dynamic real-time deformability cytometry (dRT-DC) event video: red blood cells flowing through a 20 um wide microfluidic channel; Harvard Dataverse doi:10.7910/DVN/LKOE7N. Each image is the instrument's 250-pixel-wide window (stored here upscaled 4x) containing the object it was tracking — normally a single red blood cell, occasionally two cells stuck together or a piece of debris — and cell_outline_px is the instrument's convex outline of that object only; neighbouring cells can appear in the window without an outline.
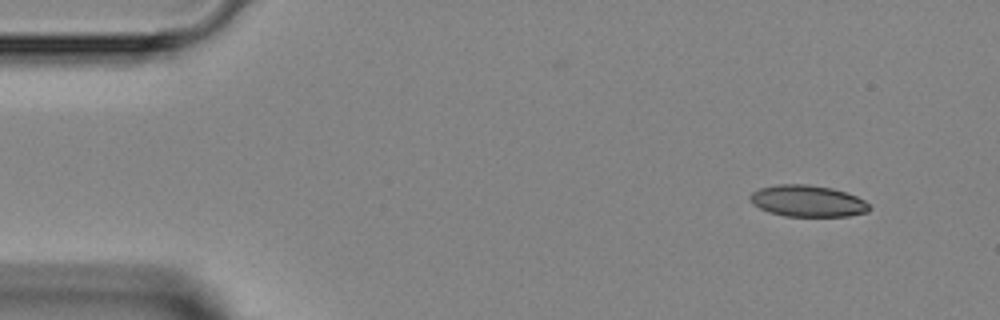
{"species": "Egyptian fruit bat (a non-hibernating species)", "species_latin": "Rousettus aegyptiacus", "temperature_condition": "room temperature", "stored_images_in_passage": 2, "camera_frame_rate_fps": 3000, "um_per_image_px": 0.085, "animal": {"sex": "female"}, "frame": {"image": 1, "passage_image": 2, "time_ms": 1.333, "image_size_px": [1000, 320], "cell_outline_px": [[872, 208], [868, 212], [848, 216], [784, 216], [768, 212], [752, 204], [748, 196], [752, 192], [760, 188], [776, 184], [808, 184], [832, 188], [856, 196], [864, 200]], "centroid_in_image_um": [68.63, 17.09], "position_along_channel_um": 16.4, "area_um2": 22.02}}